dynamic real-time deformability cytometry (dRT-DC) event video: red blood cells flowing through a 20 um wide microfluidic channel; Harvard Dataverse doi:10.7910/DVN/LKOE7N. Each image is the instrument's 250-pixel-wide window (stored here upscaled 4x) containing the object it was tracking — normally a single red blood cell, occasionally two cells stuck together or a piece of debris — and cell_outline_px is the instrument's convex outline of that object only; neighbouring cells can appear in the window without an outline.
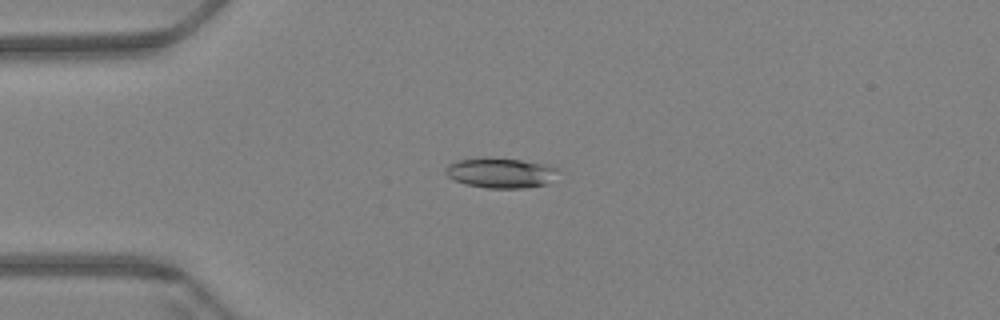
{"species": "Egyptian fruit bat (a non-hibernating species)", "species_latin": "Rousettus aegyptiacus", "temperature_condition": "warm", "stored_images_in_passage": 58, "camera_frame_rate_fps": 3000, "um_per_image_px": 0.085, "animal": {"sex": "female"}, "frame": {"image": 1, "passage_image": 13, "time_ms": 4.0, "image_size_px": [1000, 320], "cell_outline_px": [[560, 168], [548, 184], [524, 188], [488, 188], [464, 184], [448, 176], [444, 172], [444, 168], [448, 164], [456, 160], [520, 160], [552, 164]], "centroid_in_image_um": [42.61, 14.72], "position_along_channel_um": 42.4, "area_um2": 19.31}}
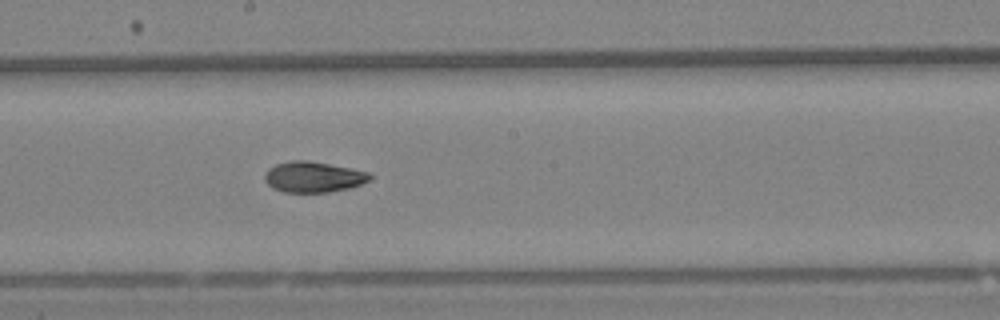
{"frame": {"image": 2, "passage_image": 31, "time_ms": 10.0, "image_size_px": [1000, 320], "cell_outline_px": [[372, 180], [348, 188], [328, 192], [284, 192], [272, 188], [264, 180], [264, 176], [268, 168], [276, 164], [292, 160], [304, 160], [328, 164], [368, 172], [372, 176]], "centroid_in_image_um": [26.61, 15.04], "position_along_channel_um": 221.6, "area_um2": 18.67}}
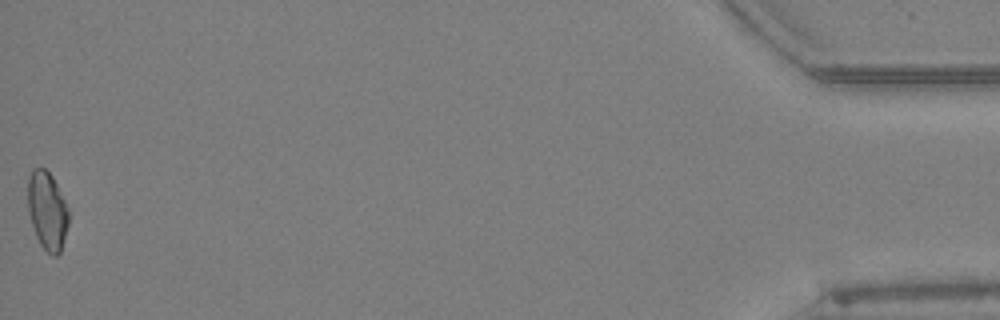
{"frame": {"image": 3, "passage_image": 58, "time_ms": 19.0, "image_size_px": [1000, 320], "cell_outline_px": [[68, 224], [60, 252], [56, 256], [52, 256], [40, 244], [36, 236], [28, 212], [28, 176], [32, 168], [44, 168], [52, 176], [68, 208]], "centroid_in_image_um": [4.0, 17.9], "position_along_channel_um": 431.2, "area_um2": 18.38}, "authors_computed_cell_mechanics": {"area_um2": 18.9584, "velocity_mm_per_s": 3.4116, "shape_relaxation_time_tau1_ms": 9.7492, "shape_relaxation_time_tau2_ms": 4.7709, "deformation_change_tau1": 0.2121, "deformation_change_tau2": 0.103}}